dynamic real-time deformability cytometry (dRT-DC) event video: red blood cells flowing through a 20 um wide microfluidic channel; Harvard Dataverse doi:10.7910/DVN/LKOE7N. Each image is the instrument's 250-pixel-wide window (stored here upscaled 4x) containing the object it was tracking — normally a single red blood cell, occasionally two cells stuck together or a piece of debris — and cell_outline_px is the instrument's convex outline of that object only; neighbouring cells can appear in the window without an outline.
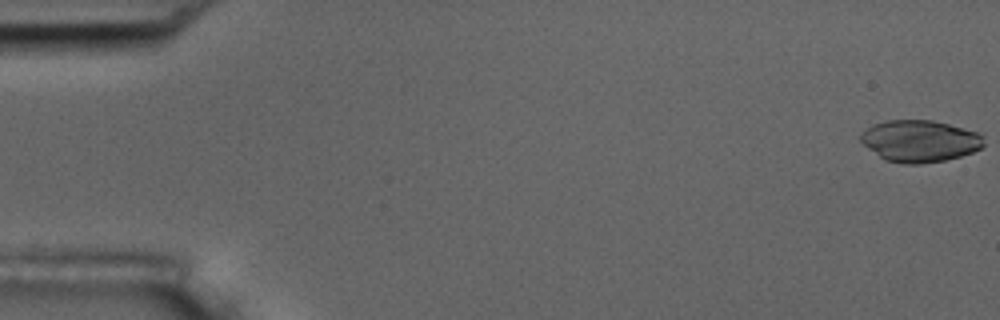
{"species": "common noctule bat (a hibernating species)", "species_latin": "Nyctalus noctula", "temperature_condition": "room temperature", "stored_images_in_passage": 5, "camera_frame_rate_fps": 3000, "um_per_image_px": 0.085, "animal": {"sex": "male", "body_mass_g": 17.5, "forearm_length_mm": 52.3}, "frame": {"image": 1, "passage_image": 1, "time_ms": 0.0, "image_size_px": [1000, 320], "cell_outline_px": [[984, 144], [980, 148], [972, 152], [960, 156], [944, 160], [920, 164], [904, 164], [884, 160], [868, 148], [860, 140], [860, 132], [872, 124], [884, 120], [932, 120], [948, 124], [976, 132], [984, 136]], "centroid_in_image_um": [78.14, 11.98], "position_along_channel_um": 6.9, "area_um2": 30.06}}
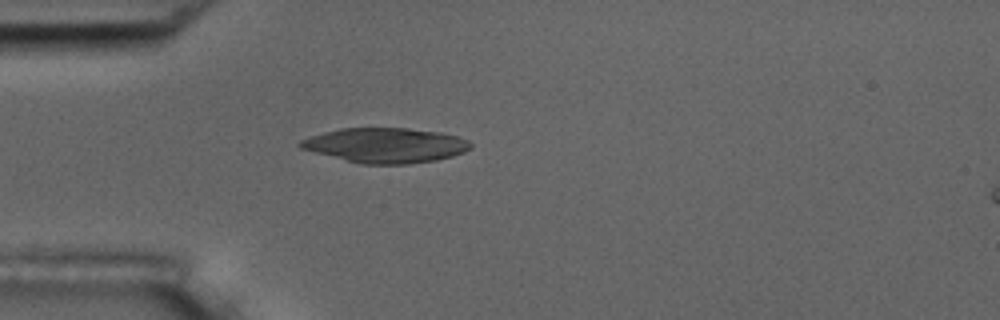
{"frame": {"image": 2, "passage_image": 5, "time_ms": 5.0, "image_size_px": [1000, 320], "cell_outline_px": [[472, 148], [464, 152], [452, 156], [436, 160], [408, 164], [360, 164], [300, 148], [296, 144], [300, 140], [324, 132], [340, 128], [408, 128], [440, 132], [456, 136], [468, 140], [472, 144]], "centroid_in_image_um": [32.78, 12.35], "position_along_channel_um": 52.2, "area_um2": 34.56}}